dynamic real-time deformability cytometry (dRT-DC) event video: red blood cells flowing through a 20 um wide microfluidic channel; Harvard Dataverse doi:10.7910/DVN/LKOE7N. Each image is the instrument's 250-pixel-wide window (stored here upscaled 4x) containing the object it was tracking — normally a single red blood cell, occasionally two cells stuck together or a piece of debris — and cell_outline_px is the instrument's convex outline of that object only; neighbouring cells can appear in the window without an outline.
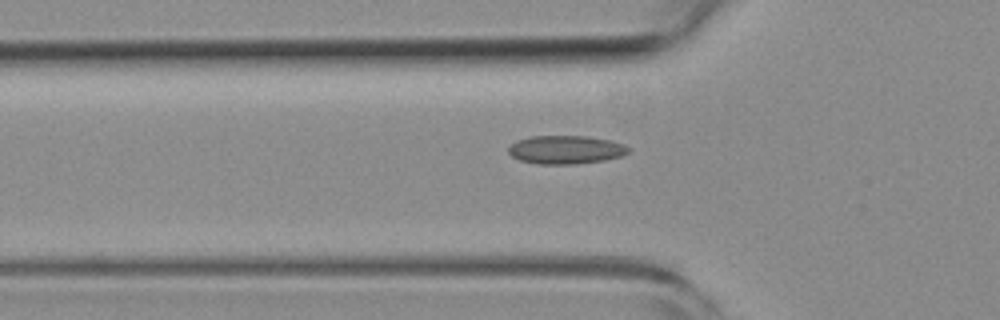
{"species": "common noctule bat (a hibernating species)", "species_latin": "Nyctalus noctula", "temperature_condition": "room temperature", "stored_images_in_passage": 6, "camera_frame_rate_fps": 3000, "um_per_image_px": 0.085, "animal": {"sex": "female", "body_mass_g": 19.3, "forearm_length_mm": 54.1}, "frame": {"image": 1, "passage_image": 4, "time_ms": 1.0, "image_size_px": [1000, 320], "cell_outline_px": [[632, 148], [628, 152], [620, 156], [604, 160], [576, 164], [536, 164], [520, 160], [512, 156], [508, 152], [508, 148], [516, 140], [532, 136], [588, 136], [608, 140], [624, 144]], "centroid_in_image_um": [48.08, 12.72], "position_along_channel_um": 77.7, "area_um2": 19.88}}